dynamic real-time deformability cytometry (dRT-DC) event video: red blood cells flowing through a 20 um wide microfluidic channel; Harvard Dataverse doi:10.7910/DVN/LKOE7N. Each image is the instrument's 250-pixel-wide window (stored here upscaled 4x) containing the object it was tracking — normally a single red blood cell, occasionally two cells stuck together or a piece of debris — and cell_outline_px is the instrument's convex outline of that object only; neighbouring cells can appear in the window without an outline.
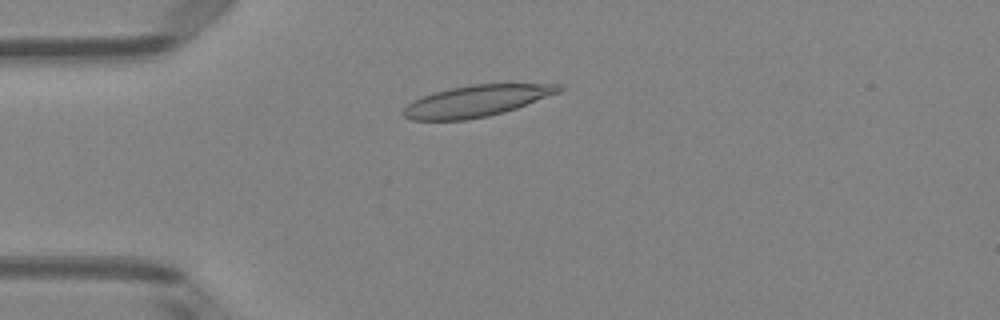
{"species": "Egyptian fruit bat (a non-hibernating species)", "species_latin": "Rousettus aegyptiacus", "temperature_condition": "room temperature", "stored_images_in_passage": 48, "camera_frame_rate_fps": 3000, "um_per_image_px": 0.085, "animal": {"sex": "female"}, "frame": {"image": 1, "passage_image": 11, "time_ms": 3.333, "image_size_px": [1000, 320], "cell_outline_px": [[564, 88], [560, 92], [516, 108], [504, 112], [488, 116], [468, 120], [412, 120], [404, 116], [404, 108], [412, 100], [420, 96], [432, 92], [472, 84], [560, 84]], "centroid_in_image_um": [40.49, 8.58], "position_along_channel_um": 44.5, "area_um2": 28.38}}
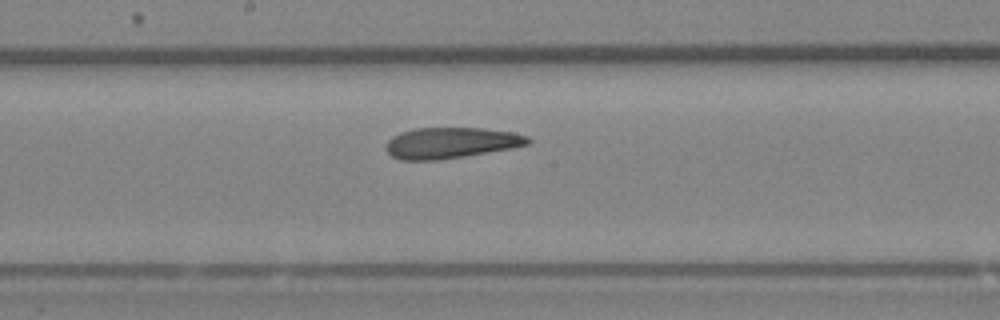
{"frame": {"image": 2, "passage_image": 25, "time_ms": 8.0, "image_size_px": [1000, 320], "cell_outline_px": [[532, 140], [528, 144], [512, 148], [440, 160], [400, 160], [392, 156], [384, 148], [388, 140], [392, 136], [400, 132], [416, 128], [484, 128], [512, 132], [528, 136]], "centroid_in_image_um": [38.31, 12.14], "position_along_channel_um": 209.9, "area_um2": 25.66}}
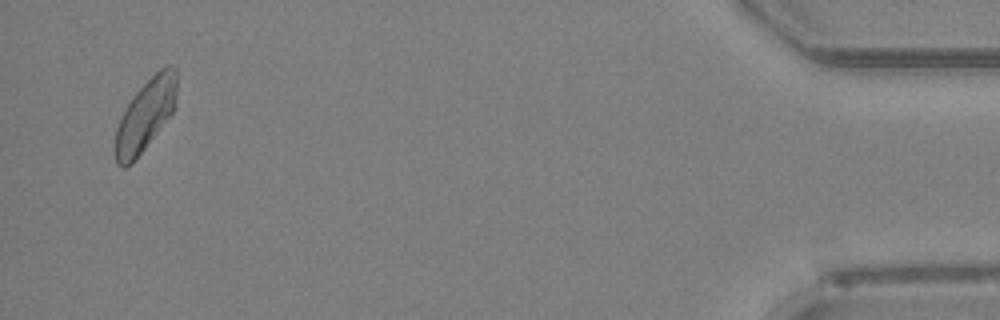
{"frame": {"image": 3, "passage_image": 47, "time_ms": 15.333, "image_size_px": [1000, 320], "cell_outline_px": [[176, 92], [172, 112], [132, 164], [124, 168], [116, 164], [116, 128], [120, 116], [132, 96], [164, 64], [176, 64]], "centroid_in_image_um": [12.35, 9.75], "position_along_channel_um": 422.8, "area_um2": 25.26}, "authors_computed_cell_mechanics": {"area_um2": 26.6169, "velocity_mm_per_s": 3.998, "shape_relaxation_time_tau1_ms": null, "shape_relaxation_time_tau2_ms": 2.3413, "deformation_change_tau1": null, "deformation_change_tau2": 0.095}}